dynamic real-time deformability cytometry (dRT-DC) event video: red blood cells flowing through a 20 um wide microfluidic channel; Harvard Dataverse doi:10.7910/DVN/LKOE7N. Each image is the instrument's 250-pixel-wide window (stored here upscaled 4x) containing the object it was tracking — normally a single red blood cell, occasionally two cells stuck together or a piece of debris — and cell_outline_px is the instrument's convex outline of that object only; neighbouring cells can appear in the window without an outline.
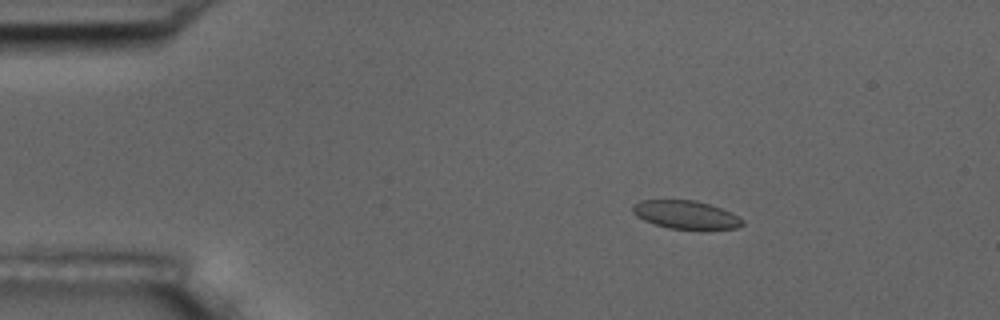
{"species": "common noctule bat (a hibernating species)", "species_latin": "Nyctalus noctula", "temperature_condition": "room temperature", "stored_images_in_passage": 15, "camera_frame_rate_fps": 3000, "um_per_image_px": 0.085, "animal": {"sex": "male", "body_mass_g": 17.5, "forearm_length_mm": 52.3}, "frame": {"image": 1, "passage_image": 3, "time_ms": 0.667, "image_size_px": [1000, 320], "cell_outline_px": [[744, 224], [736, 228], [708, 232], [700, 232], [668, 228], [644, 220], [636, 216], [632, 212], [632, 204], [640, 200], [696, 200], [732, 212], [744, 220]], "centroid_in_image_um": [58.35, 18.3], "position_along_channel_um": 26.7, "area_um2": 18.9}}
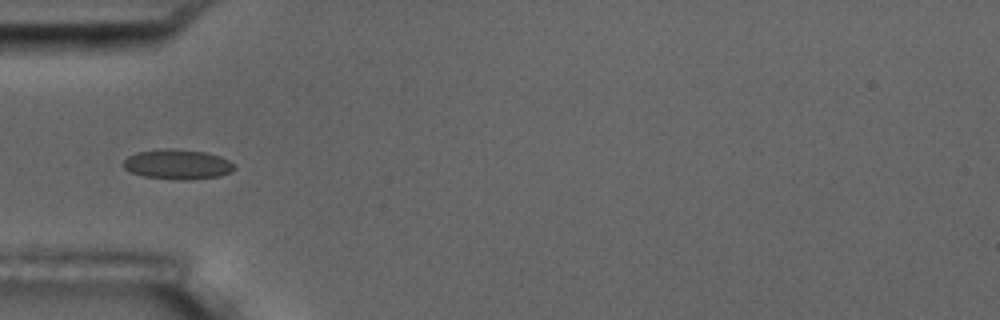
{"frame": {"image": 2, "passage_image": 5, "time_ms": 1.333, "image_size_px": [1000, 320], "cell_outline_px": [[236, 168], [232, 172], [220, 176], [188, 180], [176, 180], [144, 176], [132, 172], [124, 168], [124, 160], [128, 156], [136, 152], [160, 148], [172, 148], [204, 152], [220, 156], [236, 164]], "centroid_in_image_um": [15.12, 13.96], "position_along_channel_um": 69.9, "area_um2": 19.54}}
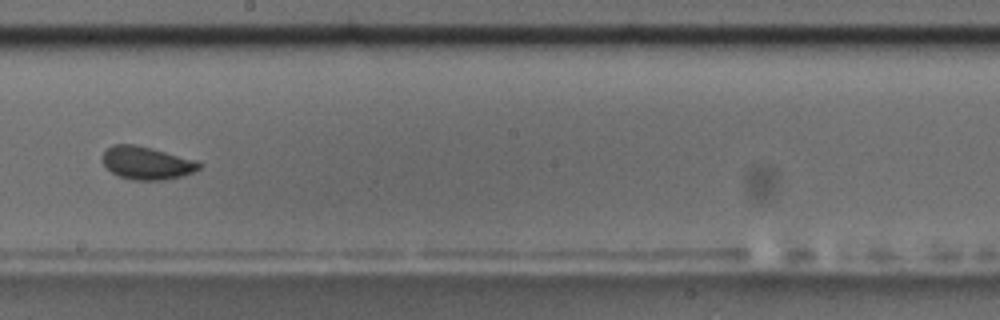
{"frame": {"image": 3, "passage_image": 9, "time_ms": 2.667, "image_size_px": [1000, 320], "cell_outline_px": [[204, 164], [200, 168], [184, 176], [164, 180], [132, 180], [120, 176], [112, 172], [104, 164], [100, 156], [112, 144], [136, 144], [196, 160]], "centroid_in_image_um": [12.48, 13.85], "position_along_channel_um": 235.7, "area_um2": 18.61}}